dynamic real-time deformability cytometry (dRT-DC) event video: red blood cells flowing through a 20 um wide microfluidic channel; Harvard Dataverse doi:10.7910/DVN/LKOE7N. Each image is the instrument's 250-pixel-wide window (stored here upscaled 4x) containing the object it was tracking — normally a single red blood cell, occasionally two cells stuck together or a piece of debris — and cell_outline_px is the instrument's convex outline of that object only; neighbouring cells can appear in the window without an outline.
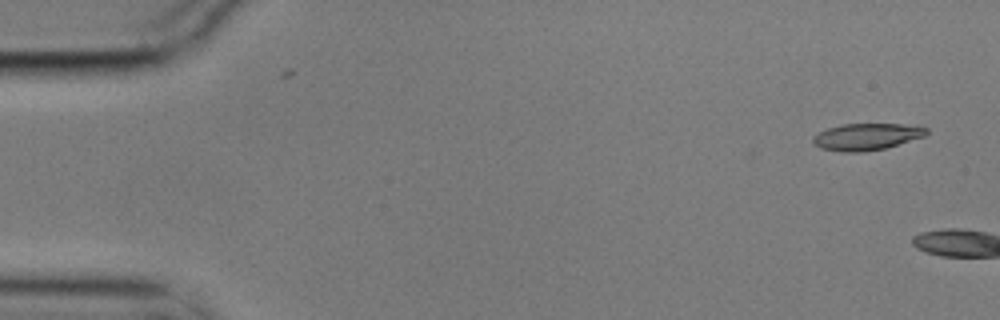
{"species": "common noctule bat (a hibernating species)", "species_latin": "Nyctalus noctula", "temperature_condition": "cold", "stored_images_in_passage": 10, "camera_frame_rate_fps": 3000, "um_per_image_px": 0.085, "animal": {"sex": "male", "body_mass_g": 17.9}, "frame": {"image": 1, "passage_image": 1, "time_ms": 0.0, "image_size_px": [1000, 320], "cell_outline_px": [[928, 132], [924, 136], [884, 148], [864, 152], [840, 152], [820, 148], [812, 140], [812, 136], [828, 128], [840, 124], [904, 124], [928, 128]], "centroid_in_image_um": [73.63, 11.62], "position_along_channel_um": 11.4, "area_um2": 17.57}}
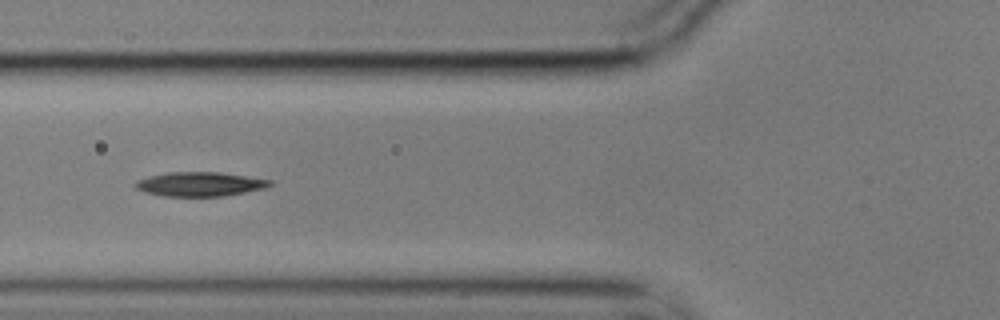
{"frame": {"image": 2, "passage_image": 7, "time_ms": 2.0, "image_size_px": [1000, 320], "cell_outline_px": [[272, 184], [268, 188], [224, 196], [164, 196], [144, 192], [136, 188], [132, 184], [136, 180], [148, 176], [168, 172], [220, 172], [272, 180]], "centroid_in_image_um": [16.98, 15.65], "position_along_channel_um": 108.8, "area_um2": 19.19}}
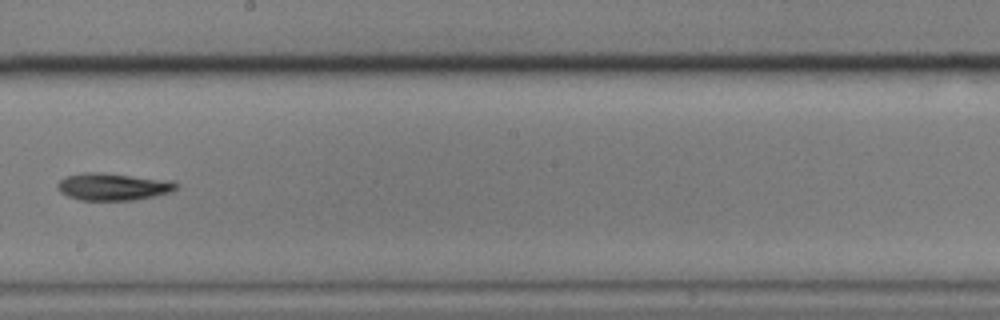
{"frame": {"image": 3, "passage_image": 10, "time_ms": 3.0, "image_size_px": [1000, 320], "cell_outline_px": [[180, 184], [172, 192], [156, 196], [132, 200], [80, 200], [68, 196], [60, 192], [56, 188], [56, 184], [64, 176], [84, 172], [104, 172], [176, 180]], "centroid_in_image_um": [9.65, 15.85], "position_along_channel_um": 238.5, "area_um2": 19.42}}